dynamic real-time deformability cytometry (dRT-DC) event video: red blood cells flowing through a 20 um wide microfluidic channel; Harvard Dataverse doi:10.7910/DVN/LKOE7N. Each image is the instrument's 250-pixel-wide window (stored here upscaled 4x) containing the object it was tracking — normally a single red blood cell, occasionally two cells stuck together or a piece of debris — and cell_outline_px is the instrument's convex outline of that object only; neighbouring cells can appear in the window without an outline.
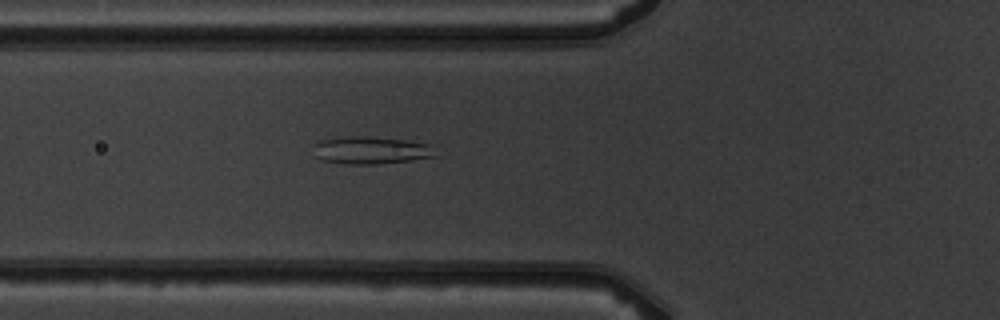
{"species": "common noctule bat (a hibernating species)", "species_latin": "Nyctalus noctula", "temperature_condition": "warm", "stored_images_in_passage": 6, "camera_frame_rate_fps": 3000, "um_per_image_px": 0.085, "animal": {"sex": "male", "body_mass_g": 19.5, "forearm_length_mm": 54.6}, "frame": {"image": 1, "passage_image": 6, "time_ms": 5.667, "image_size_px": [1000, 320], "cell_outline_px": [[440, 156], [412, 160], [376, 164], [348, 164], [320, 160], [316, 156], [312, 144], [316, 140], [340, 136], [364, 136], [404, 140], [432, 144]], "centroid_in_image_um": [31.53, 12.76], "position_along_channel_um": 94.3, "area_um2": 20.06}}